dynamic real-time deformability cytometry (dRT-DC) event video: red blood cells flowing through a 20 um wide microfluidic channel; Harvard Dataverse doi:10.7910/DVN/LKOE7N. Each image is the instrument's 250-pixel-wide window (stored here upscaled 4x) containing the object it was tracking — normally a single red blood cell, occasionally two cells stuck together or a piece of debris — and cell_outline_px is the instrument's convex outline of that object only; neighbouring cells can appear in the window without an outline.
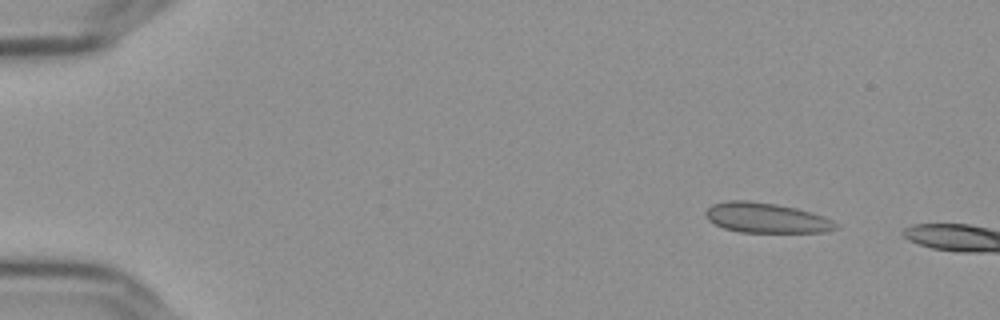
{"species": "Egyptian fruit bat (a non-hibernating species)", "species_latin": "Rousettus aegyptiacus", "temperature_condition": "cold", "stored_images_in_passage": 52, "camera_frame_rate_fps": 3000, "um_per_image_px": 0.085, "frame": {"image": 1, "passage_image": 6, "time_ms": 1.667, "image_size_px": [1000, 320], "cell_outline_px": [[840, 228], [824, 232], [740, 232], [724, 228], [708, 220], [704, 212], [712, 204], [728, 200], [748, 200], [776, 204], [796, 208], [824, 216], [840, 224]], "centroid_in_image_um": [65.15, 18.52], "position_along_channel_um": 19.8, "area_um2": 22.89}}
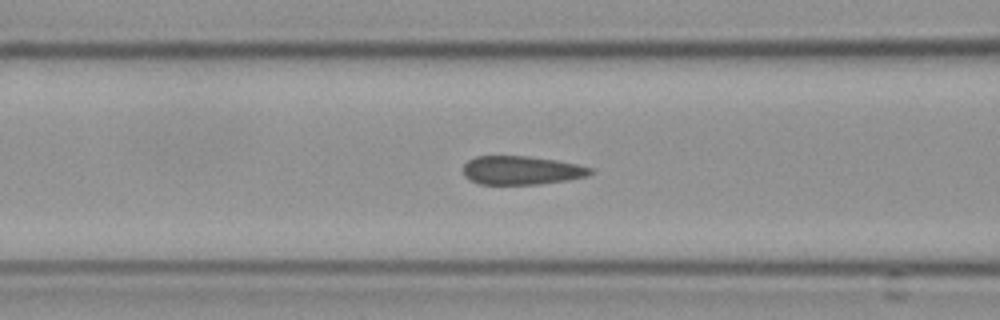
{"frame": {"image": 2, "passage_image": 23, "time_ms": 7.333, "image_size_px": [1000, 320], "cell_outline_px": [[596, 172], [588, 176], [568, 180], [536, 184], [480, 184], [468, 180], [464, 176], [464, 164], [468, 160], [476, 156], [528, 156], [556, 160], [576, 164], [592, 168]], "centroid_in_image_um": [44.33, 14.48], "position_along_channel_um": 122.3, "area_um2": 21.33}}
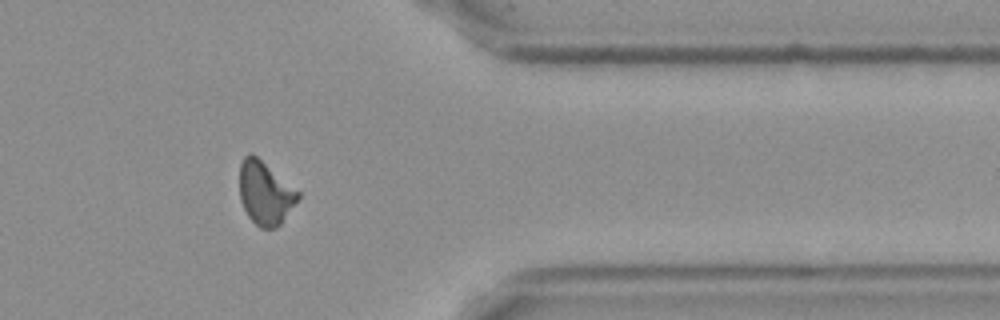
{"frame": {"image": 3, "passage_image": 46, "time_ms": 15.0, "image_size_px": [1000, 320], "cell_outline_px": [[300, 196], [280, 224], [276, 228], [260, 228], [248, 216], [240, 200], [240, 164], [244, 156], [248, 152], [252, 152], [300, 192]], "centroid_in_image_um": [22.52, 16.38], "position_along_channel_um": 388.9, "area_um2": 21.39}}